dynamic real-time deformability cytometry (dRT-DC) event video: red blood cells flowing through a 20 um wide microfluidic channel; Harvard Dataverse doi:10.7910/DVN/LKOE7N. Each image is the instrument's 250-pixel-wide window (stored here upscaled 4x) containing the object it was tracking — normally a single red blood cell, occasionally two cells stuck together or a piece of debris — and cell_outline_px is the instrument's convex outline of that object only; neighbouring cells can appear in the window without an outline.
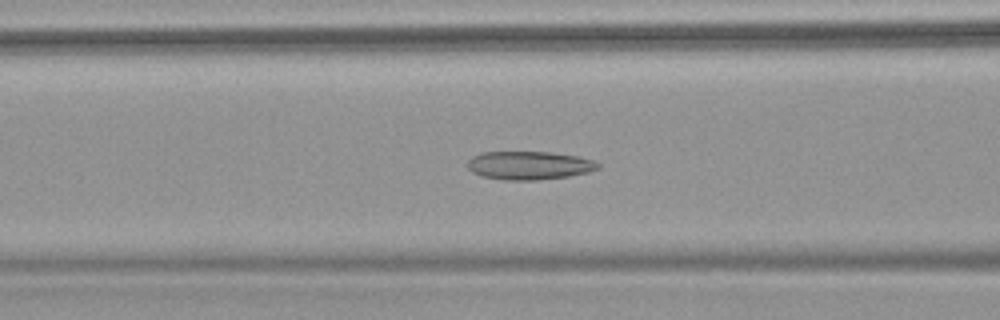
{"species": "common noctule bat (a hibernating species)", "species_latin": "Nyctalus noctula", "temperature_condition": "warm", "stored_images_in_passage": 69, "camera_frame_rate_fps": 3000, "um_per_image_px": 0.085, "animal": {"sex": "female", "body_mass_g": 18.4}, "frame": {"image": 1, "passage_image": 29, "time_ms": 9.333, "image_size_px": [1000, 320], "cell_outline_px": [[600, 168], [588, 172], [568, 176], [536, 180], [504, 180], [480, 176], [472, 172], [468, 168], [468, 160], [472, 156], [480, 152], [548, 152], [580, 156], [592, 160], [600, 164]], "centroid_in_image_um": [44.96, 14.06], "position_along_channel_um": 121.6, "area_um2": 21.68}}
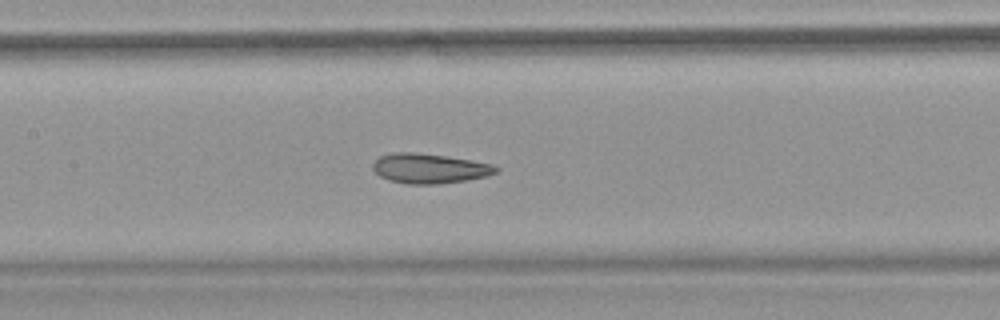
{"frame": {"image": 2, "passage_image": 34, "time_ms": 11.0, "image_size_px": [1000, 320], "cell_outline_px": [[500, 168], [496, 172], [488, 176], [468, 180], [436, 184], [404, 184], [388, 180], [380, 176], [372, 168], [372, 164], [380, 156], [392, 152], [412, 152], [444, 156], [492, 164]], "centroid_in_image_um": [36.48, 14.33], "position_along_channel_um": 170.9, "area_um2": 21.33}}
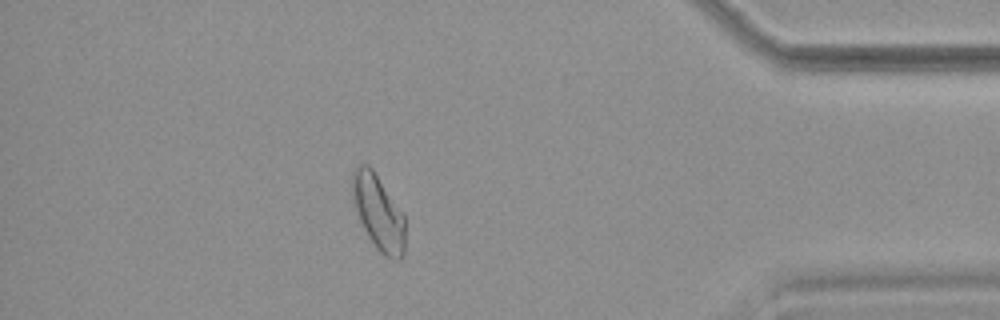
{"frame": {"image": 3, "passage_image": 61, "time_ms": 20.0, "image_size_px": [1000, 320], "cell_outline_px": [[404, 256], [400, 260], [396, 260], [384, 256], [376, 248], [368, 236], [352, 204], [352, 172], [356, 164], [368, 164], [372, 168], [404, 216]], "centroid_in_image_um": [32.13, 18.06], "position_along_channel_um": 403.1, "area_um2": 23.06}}